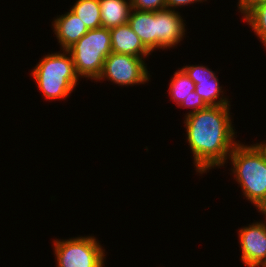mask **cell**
I'll return each instance as SVG.
<instances>
[{"instance_id": "1", "label": "cell", "mask_w": 266, "mask_h": 267, "mask_svg": "<svg viewBox=\"0 0 266 267\" xmlns=\"http://www.w3.org/2000/svg\"><path fill=\"white\" fill-rule=\"evenodd\" d=\"M231 105L207 106L185 115L184 126L194 167L199 174L222 167L233 151L236 132L230 115Z\"/></svg>"}, {"instance_id": "2", "label": "cell", "mask_w": 266, "mask_h": 267, "mask_svg": "<svg viewBox=\"0 0 266 267\" xmlns=\"http://www.w3.org/2000/svg\"><path fill=\"white\" fill-rule=\"evenodd\" d=\"M228 159L233 167L231 174L240 185L243 196L256 207L266 197L265 149L259 143L249 146L239 141Z\"/></svg>"}, {"instance_id": "3", "label": "cell", "mask_w": 266, "mask_h": 267, "mask_svg": "<svg viewBox=\"0 0 266 267\" xmlns=\"http://www.w3.org/2000/svg\"><path fill=\"white\" fill-rule=\"evenodd\" d=\"M62 51L43 56L31 71L45 99L65 100L78 85L80 78L77 75L73 58L67 50Z\"/></svg>"}, {"instance_id": "4", "label": "cell", "mask_w": 266, "mask_h": 267, "mask_svg": "<svg viewBox=\"0 0 266 267\" xmlns=\"http://www.w3.org/2000/svg\"><path fill=\"white\" fill-rule=\"evenodd\" d=\"M67 51L79 78L96 81L100 76L106 57L111 53L110 29L99 27L88 30Z\"/></svg>"}, {"instance_id": "5", "label": "cell", "mask_w": 266, "mask_h": 267, "mask_svg": "<svg viewBox=\"0 0 266 267\" xmlns=\"http://www.w3.org/2000/svg\"><path fill=\"white\" fill-rule=\"evenodd\" d=\"M56 267H104L105 249L94 236L53 241Z\"/></svg>"}, {"instance_id": "6", "label": "cell", "mask_w": 266, "mask_h": 267, "mask_svg": "<svg viewBox=\"0 0 266 267\" xmlns=\"http://www.w3.org/2000/svg\"><path fill=\"white\" fill-rule=\"evenodd\" d=\"M144 58L111 52L105 59L103 69L97 81L107 80L118 86L145 84L150 74Z\"/></svg>"}, {"instance_id": "7", "label": "cell", "mask_w": 266, "mask_h": 267, "mask_svg": "<svg viewBox=\"0 0 266 267\" xmlns=\"http://www.w3.org/2000/svg\"><path fill=\"white\" fill-rule=\"evenodd\" d=\"M238 232L244 266L266 267V222H253Z\"/></svg>"}, {"instance_id": "8", "label": "cell", "mask_w": 266, "mask_h": 267, "mask_svg": "<svg viewBox=\"0 0 266 267\" xmlns=\"http://www.w3.org/2000/svg\"><path fill=\"white\" fill-rule=\"evenodd\" d=\"M178 11L163 9L156 11L157 49L177 46L185 37V23Z\"/></svg>"}, {"instance_id": "9", "label": "cell", "mask_w": 266, "mask_h": 267, "mask_svg": "<svg viewBox=\"0 0 266 267\" xmlns=\"http://www.w3.org/2000/svg\"><path fill=\"white\" fill-rule=\"evenodd\" d=\"M169 96L178 107L191 108L188 113L205 109L208 105L195 91V83L179 68L169 83Z\"/></svg>"}, {"instance_id": "10", "label": "cell", "mask_w": 266, "mask_h": 267, "mask_svg": "<svg viewBox=\"0 0 266 267\" xmlns=\"http://www.w3.org/2000/svg\"><path fill=\"white\" fill-rule=\"evenodd\" d=\"M111 52L147 58L151 52L128 23L110 29Z\"/></svg>"}, {"instance_id": "11", "label": "cell", "mask_w": 266, "mask_h": 267, "mask_svg": "<svg viewBox=\"0 0 266 267\" xmlns=\"http://www.w3.org/2000/svg\"><path fill=\"white\" fill-rule=\"evenodd\" d=\"M52 26L61 50H67L89 30L71 10L56 17Z\"/></svg>"}, {"instance_id": "12", "label": "cell", "mask_w": 266, "mask_h": 267, "mask_svg": "<svg viewBox=\"0 0 266 267\" xmlns=\"http://www.w3.org/2000/svg\"><path fill=\"white\" fill-rule=\"evenodd\" d=\"M127 23L151 53L157 49L156 11L132 9Z\"/></svg>"}, {"instance_id": "13", "label": "cell", "mask_w": 266, "mask_h": 267, "mask_svg": "<svg viewBox=\"0 0 266 267\" xmlns=\"http://www.w3.org/2000/svg\"><path fill=\"white\" fill-rule=\"evenodd\" d=\"M101 27L112 29L128 22L132 5L130 0H99Z\"/></svg>"}, {"instance_id": "14", "label": "cell", "mask_w": 266, "mask_h": 267, "mask_svg": "<svg viewBox=\"0 0 266 267\" xmlns=\"http://www.w3.org/2000/svg\"><path fill=\"white\" fill-rule=\"evenodd\" d=\"M222 88L216 75L212 79L197 80V84H195L196 93L208 106L230 105L229 99L223 97Z\"/></svg>"}, {"instance_id": "15", "label": "cell", "mask_w": 266, "mask_h": 267, "mask_svg": "<svg viewBox=\"0 0 266 267\" xmlns=\"http://www.w3.org/2000/svg\"><path fill=\"white\" fill-rule=\"evenodd\" d=\"M70 10L89 30L101 27L99 0H77Z\"/></svg>"}, {"instance_id": "16", "label": "cell", "mask_w": 266, "mask_h": 267, "mask_svg": "<svg viewBox=\"0 0 266 267\" xmlns=\"http://www.w3.org/2000/svg\"><path fill=\"white\" fill-rule=\"evenodd\" d=\"M242 17L266 48V1L254 6Z\"/></svg>"}, {"instance_id": "17", "label": "cell", "mask_w": 266, "mask_h": 267, "mask_svg": "<svg viewBox=\"0 0 266 267\" xmlns=\"http://www.w3.org/2000/svg\"><path fill=\"white\" fill-rule=\"evenodd\" d=\"M197 84V80L212 79L216 74L204 65H186L181 68Z\"/></svg>"}, {"instance_id": "18", "label": "cell", "mask_w": 266, "mask_h": 267, "mask_svg": "<svg viewBox=\"0 0 266 267\" xmlns=\"http://www.w3.org/2000/svg\"><path fill=\"white\" fill-rule=\"evenodd\" d=\"M132 9L155 12L166 9V0H130Z\"/></svg>"}, {"instance_id": "19", "label": "cell", "mask_w": 266, "mask_h": 267, "mask_svg": "<svg viewBox=\"0 0 266 267\" xmlns=\"http://www.w3.org/2000/svg\"><path fill=\"white\" fill-rule=\"evenodd\" d=\"M266 0H238V10L243 16L254 6L259 3L265 2Z\"/></svg>"}, {"instance_id": "20", "label": "cell", "mask_w": 266, "mask_h": 267, "mask_svg": "<svg viewBox=\"0 0 266 267\" xmlns=\"http://www.w3.org/2000/svg\"><path fill=\"white\" fill-rule=\"evenodd\" d=\"M204 2L206 0H166V8L171 10H176L175 8L191 5L195 2Z\"/></svg>"}, {"instance_id": "21", "label": "cell", "mask_w": 266, "mask_h": 267, "mask_svg": "<svg viewBox=\"0 0 266 267\" xmlns=\"http://www.w3.org/2000/svg\"><path fill=\"white\" fill-rule=\"evenodd\" d=\"M256 209L262 215H265L266 216V197L256 206ZM264 222H266V221H264Z\"/></svg>"}, {"instance_id": "22", "label": "cell", "mask_w": 266, "mask_h": 267, "mask_svg": "<svg viewBox=\"0 0 266 267\" xmlns=\"http://www.w3.org/2000/svg\"><path fill=\"white\" fill-rule=\"evenodd\" d=\"M264 149H265V151H266V141H263L262 143L260 142L259 143Z\"/></svg>"}]
</instances>
